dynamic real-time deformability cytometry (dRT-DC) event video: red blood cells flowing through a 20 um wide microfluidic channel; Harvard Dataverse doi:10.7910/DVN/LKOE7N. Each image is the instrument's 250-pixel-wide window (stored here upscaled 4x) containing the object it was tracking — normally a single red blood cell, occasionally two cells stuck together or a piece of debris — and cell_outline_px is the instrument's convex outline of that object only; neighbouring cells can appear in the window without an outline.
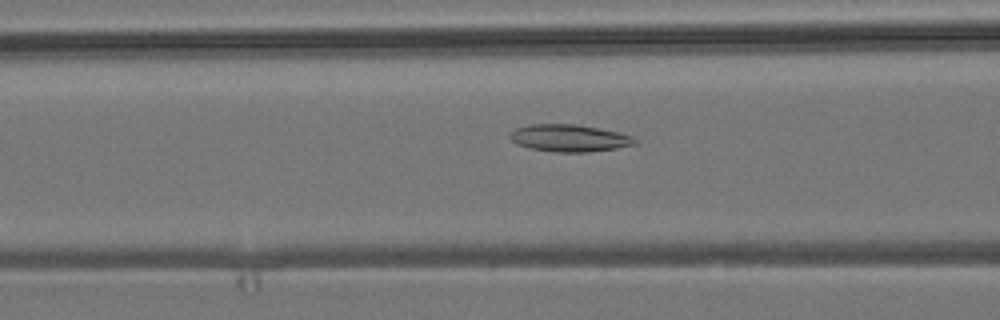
{"species": "common noctule bat (a hibernating species)", "species_latin": "Nyctalus noctula", "temperature_condition": "room temperature", "stored_images_in_passage": 54, "camera_frame_rate_fps": 3000, "um_per_image_px": 0.085, "animal": {"sex": "male", "body_mass_g": 19.2, "forearm_length_mm": 51.8}, "frame": {"image": 1, "passage_image": 21, "time_ms": 6.667, "image_size_px": [1000, 320], "cell_outline_px": [[640, 140], [636, 144], [616, 148], [588, 152], [556, 152], [528, 148], [516, 144], [508, 136], [508, 132], [516, 128], [528, 124], [576, 124], [620, 132], [636, 136]], "centroid_in_image_um": [48.41, 11.73], "position_along_channel_um": 118.2, "area_um2": 20.17}}
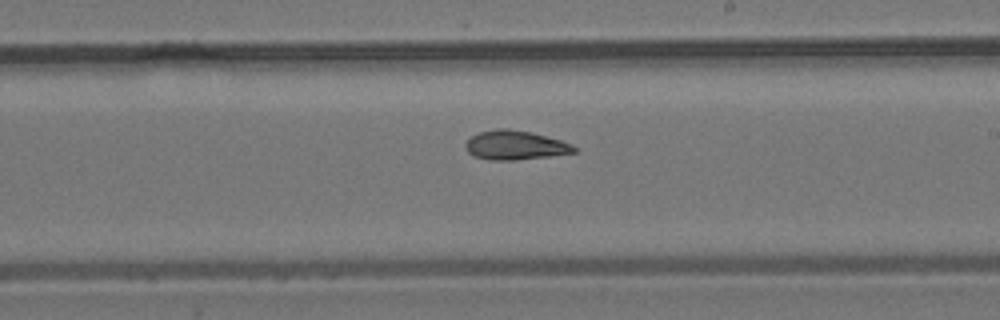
{"frame": {"image": 2, "passage_image": 31, "time_ms": 10.0, "image_size_px": [1000, 320], "cell_outline_px": [[576, 152], [548, 156], [516, 160], [492, 160], [472, 156], [468, 152], [464, 144], [472, 136], [480, 132], [496, 128], [508, 128], [532, 132], [560, 140], [572, 144], [576, 148]], "centroid_in_image_um": [43.77, 12.34], "position_along_channel_um": 245.2, "area_um2": 18.44}}
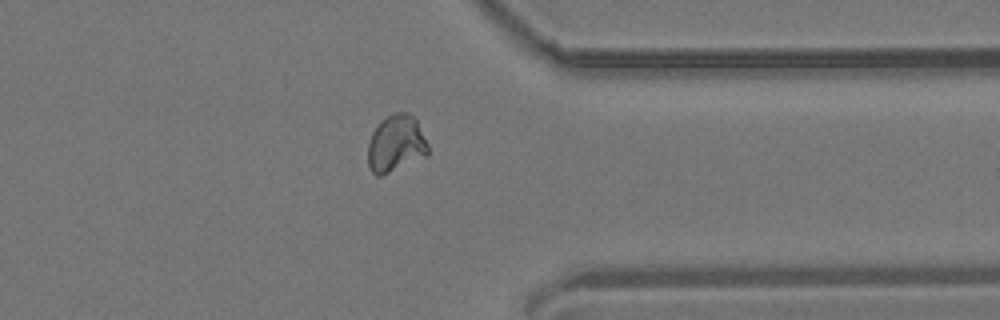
{"frame": {"image": 3, "passage_image": 42, "time_ms": 13.667, "image_size_px": [1000, 320], "cell_outline_px": [[428, 156], [380, 176], [376, 176], [368, 168], [368, 144], [372, 132], [380, 120], [396, 112], [408, 112], [416, 120], [428, 144]], "centroid_in_image_um": [33.64, 12.22], "position_along_channel_um": 377.8, "area_um2": 20.06}, "authors_computed_cell_mechanics": {"area_um2": 19.652, "velocity_mm_per_s": 3.8107, "shape_relaxation_time_tau1_ms": null, "shape_relaxation_time_tau2_ms": 2.317, "deformation_change_tau1": null, "deformation_change_tau2": 0.0898}}